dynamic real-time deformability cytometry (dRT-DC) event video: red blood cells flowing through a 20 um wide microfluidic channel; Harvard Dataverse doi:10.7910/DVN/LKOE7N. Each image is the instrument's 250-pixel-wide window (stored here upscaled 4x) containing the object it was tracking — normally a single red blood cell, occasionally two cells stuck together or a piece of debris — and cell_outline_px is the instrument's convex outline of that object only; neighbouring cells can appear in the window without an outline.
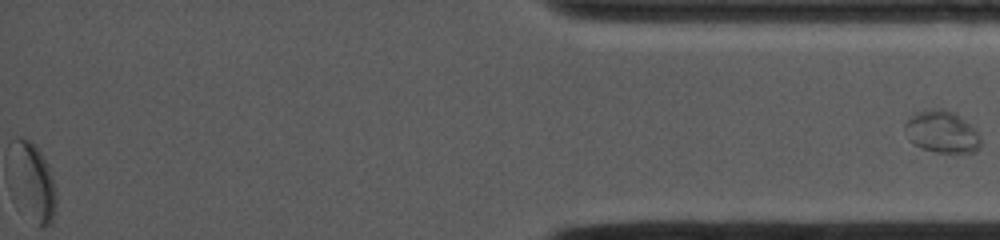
{"species": "common noctule bat (a hibernating species)", "species_latin": "Nyctalus noctula", "temperature_condition": "cold", "stored_images_in_passage": 59, "segment_of_instrument_passage": [2, 2], "camera_frame_rate_fps": 4500, "um_per_image_px": 0.085, "animal": {"sex": "female", "body_mass_g": 19.0, "forearm_length_mm": 53.3}, "frame": {"image": 1, "passage_image": 59, "time_ms": 12.889, "image_size_px": [1000, 240], "cell_outline_px": [[980, 148], [972, 152], [936, 152], [920, 148], [912, 140], [904, 128], [904, 124], [912, 112], [928, 108], [944, 108], [952, 112], [964, 120], [980, 136]], "centroid_in_image_um": [80.02, 11.17], "position_along_channel_um": 355.2, "area_um2": 18.38}}